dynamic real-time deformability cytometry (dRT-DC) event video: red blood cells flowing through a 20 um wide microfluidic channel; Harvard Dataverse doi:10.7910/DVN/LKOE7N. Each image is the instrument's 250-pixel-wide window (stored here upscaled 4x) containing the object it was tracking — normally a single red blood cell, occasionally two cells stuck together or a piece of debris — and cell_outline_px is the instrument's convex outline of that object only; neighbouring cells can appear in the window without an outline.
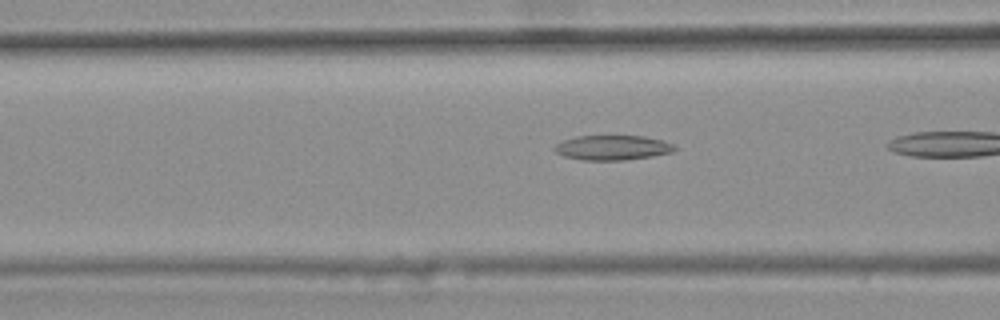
{"species": "common noctule bat (a hibernating species)", "species_latin": "Nyctalus noctula", "temperature_condition": "warm", "stored_images_in_passage": 14, "camera_frame_rate_fps": 3000, "um_per_image_px": 0.085, "animal": {"sex": "female", "body_mass_g": 25.1}, "frame": {"image": 1, "passage_image": 10, "time_ms": 3.0, "image_size_px": [1000, 320], "cell_outline_px": [[676, 148], [672, 152], [652, 156], [624, 160], [584, 160], [564, 156], [556, 152], [552, 148], [556, 144], [564, 140], [576, 136], [644, 136], [664, 140], [672, 144]], "centroid_in_image_um": [52.06, 12.55], "position_along_channel_um": 114.5, "area_um2": 17.28}}